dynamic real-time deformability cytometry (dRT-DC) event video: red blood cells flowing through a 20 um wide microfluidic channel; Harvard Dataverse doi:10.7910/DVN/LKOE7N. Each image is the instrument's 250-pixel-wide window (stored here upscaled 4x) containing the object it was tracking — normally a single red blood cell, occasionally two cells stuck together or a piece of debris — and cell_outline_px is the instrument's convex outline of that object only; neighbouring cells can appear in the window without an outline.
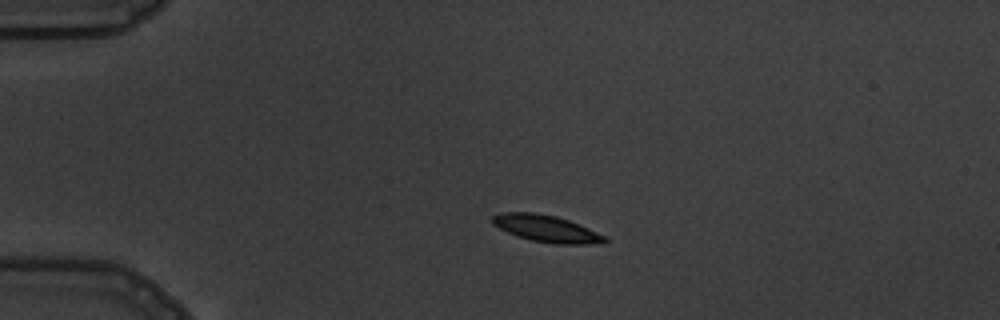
{"species": "common noctule bat (a hibernating species)", "species_latin": "Nyctalus noctula", "temperature_condition": "warm", "stored_images_in_passage": 4, "camera_frame_rate_fps": 3000, "um_per_image_px": 0.085, "animal": {"sex": "male", "body_mass_g": 19.5, "forearm_length_mm": 54.6}, "frame": {"image": 1, "passage_image": 3, "time_ms": 2.0, "image_size_px": [1000, 320], "cell_outline_px": [[608, 240], [584, 244], [552, 244], [532, 240], [516, 236], [492, 224], [492, 216], [500, 212], [532, 212], [556, 216], [568, 220], [588, 228], [604, 236]], "centroid_in_image_um": [46.36, 19.42], "position_along_channel_um": 38.6, "area_um2": 17.28}}